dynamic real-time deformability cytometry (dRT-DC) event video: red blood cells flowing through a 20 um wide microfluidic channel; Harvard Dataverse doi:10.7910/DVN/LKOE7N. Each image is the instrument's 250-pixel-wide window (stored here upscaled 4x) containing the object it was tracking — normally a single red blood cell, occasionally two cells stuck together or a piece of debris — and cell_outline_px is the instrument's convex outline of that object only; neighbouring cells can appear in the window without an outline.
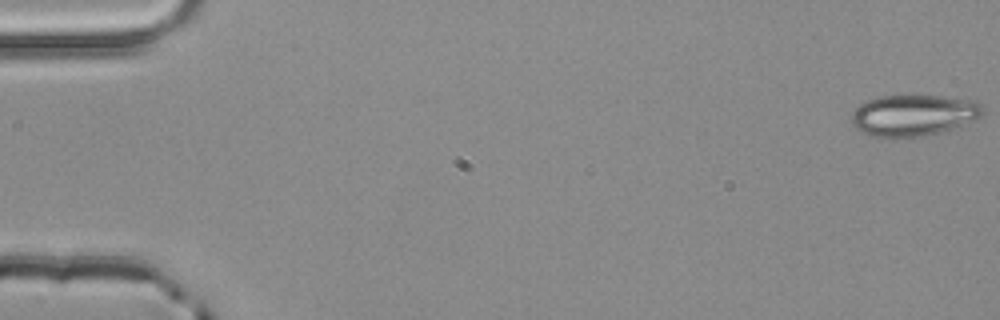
{"species": "common noctule bat (a hibernating species)", "species_latin": "Nyctalus noctula", "temperature_condition": "room temperature", "stored_images_in_passage": 4, "camera_frame_rate_fps": 3000, "um_per_image_px": 0.085, "animal": {"sex": "male", "body_mass_g": 20.4}, "frame": {"image": 1, "passage_image": 1, "time_ms": 0.0, "image_size_px": [1000, 320], "cell_outline_px": [[984, 112], [980, 116], [972, 120], [952, 128], [940, 132], [920, 136], [888, 140], [872, 136], [856, 128], [852, 124], [852, 112], [860, 104], [868, 100], [880, 96], [940, 96], [976, 100], [984, 104]], "centroid_in_image_um": [77.64, 9.81], "position_along_channel_um": 7.4, "area_um2": 31.79}}